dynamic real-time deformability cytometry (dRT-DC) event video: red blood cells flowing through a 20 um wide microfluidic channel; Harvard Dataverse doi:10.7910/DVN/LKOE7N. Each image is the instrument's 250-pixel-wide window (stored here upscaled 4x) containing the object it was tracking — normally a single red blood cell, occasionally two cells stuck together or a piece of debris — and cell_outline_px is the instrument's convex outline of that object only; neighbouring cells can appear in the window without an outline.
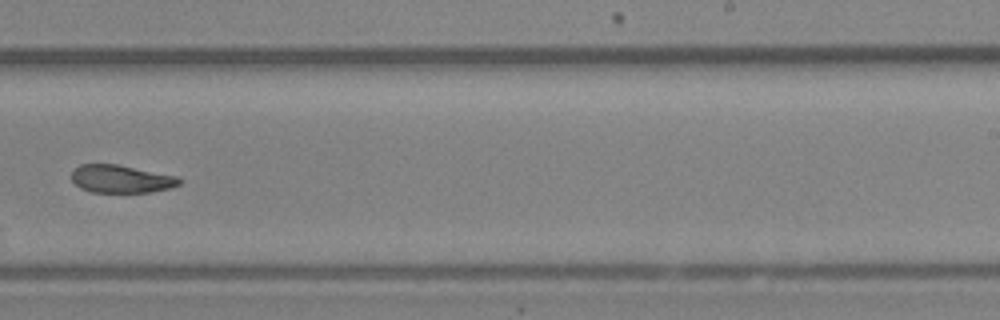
{"species": "Egyptian fruit bat (a non-hibernating species)", "species_latin": "Rousettus aegyptiacus", "temperature_condition": "room temperature", "stored_images_in_passage": 35, "camera_frame_rate_fps": 3000, "um_per_image_px": 0.085, "animal": {"sex": "female"}, "frame": {"image": 1, "passage_image": 20, "time_ms": 6.333, "image_size_px": [1000, 320], "cell_outline_px": [[180, 184], [172, 188], [148, 192], [92, 192], [80, 188], [72, 180], [72, 168], [80, 164], [116, 164], [176, 176], [180, 180]], "centroid_in_image_um": [10.25, 15.21], "position_along_channel_um": 278.7, "area_um2": 17.4}}
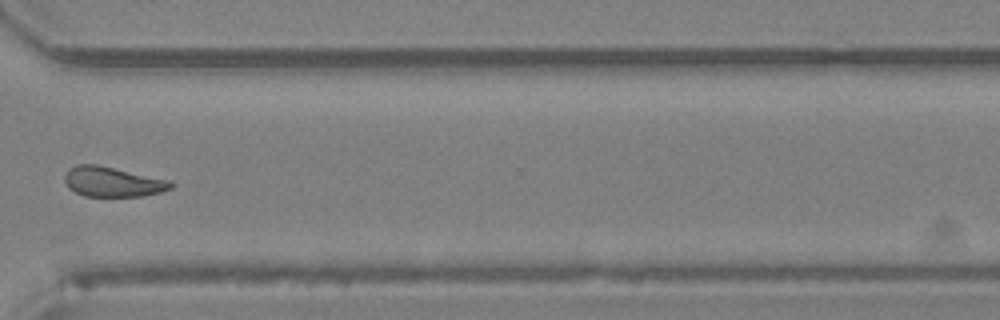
{"frame": {"image": 2, "passage_image": 25, "time_ms": 8.0, "image_size_px": [1000, 320], "cell_outline_px": [[172, 188], [160, 192], [144, 196], [84, 196], [68, 188], [64, 180], [64, 176], [76, 164], [96, 164], [172, 180]], "centroid_in_image_um": [9.59, 15.45], "position_along_channel_um": 361.0, "area_um2": 18.5}}